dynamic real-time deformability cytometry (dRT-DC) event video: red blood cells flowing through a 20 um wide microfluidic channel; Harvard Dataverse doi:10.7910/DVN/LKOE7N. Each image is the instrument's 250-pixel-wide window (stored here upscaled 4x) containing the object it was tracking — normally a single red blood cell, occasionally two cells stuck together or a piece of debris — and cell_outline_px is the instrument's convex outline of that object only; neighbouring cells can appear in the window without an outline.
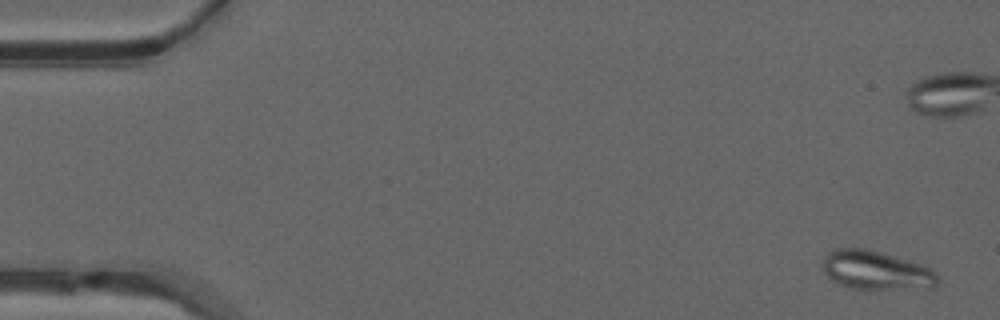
{"species": "common noctule bat (a hibernating species)", "species_latin": "Nyctalus noctula", "temperature_condition": "warm", "stored_images_in_passage": 52, "camera_frame_rate_fps": 3000, "um_per_image_px": 0.085, "animal": {"sex": "male", "forearm_length_mm": 52.5}, "frame": {"image": 1, "passage_image": 2, "time_ms": 0.333, "image_size_px": [1000, 320], "cell_outline_px": [[940, 284], [932, 288], [852, 288], [840, 284], [832, 280], [824, 272], [824, 256], [828, 252], [836, 248], [868, 248], [920, 264], [928, 268], [940, 280]], "centroid_in_image_um": [74.46, 22.96], "position_along_channel_um": 10.5, "area_um2": 25.61}}
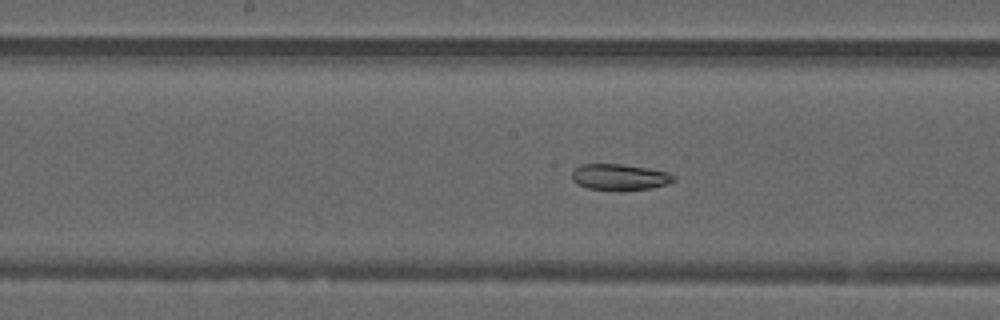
{"frame": {"image": 2, "passage_image": 26, "time_ms": 8.333, "image_size_px": [1000, 320], "cell_outline_px": [[676, 180], [668, 184], [652, 188], [588, 188], [576, 184], [572, 180], [572, 172], [580, 164], [620, 164], [648, 168], [668, 172], [676, 176]], "centroid_in_image_um": [52.69, 15.01], "position_along_channel_um": 195.5, "area_um2": 15.03}}
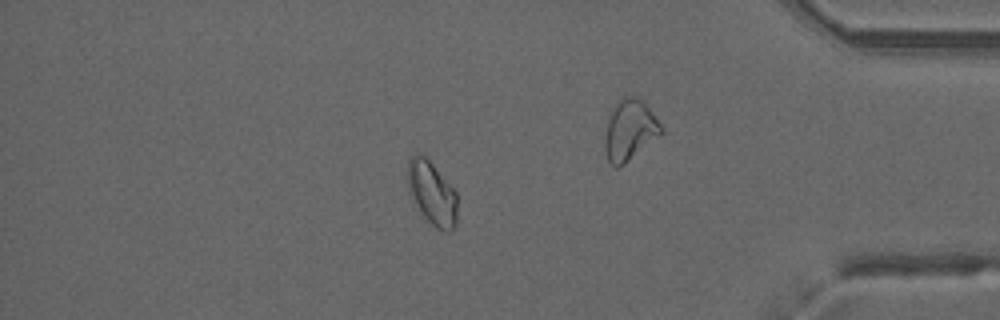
{"frame": {"image": 3, "passage_image": 44, "time_ms": 14.333, "image_size_px": [1000, 320], "cell_outline_px": [[456, 224], [448, 232], [436, 228], [424, 216], [408, 192], [408, 160], [416, 152], [420, 152], [432, 164], [456, 192]], "centroid_in_image_um": [36.7, 16.4], "position_along_channel_um": 398.5, "area_um2": 17.98}, "authors_computed_cell_mechanics": {"area_um2": 18.9006, "velocity_mm_per_s": 3.9916, "shape_relaxation_time_tau1_ms": null, "shape_relaxation_time_tau2_ms": 2.3484, "deformation_change_tau1": null, "deformation_change_tau2": 0.0595}}